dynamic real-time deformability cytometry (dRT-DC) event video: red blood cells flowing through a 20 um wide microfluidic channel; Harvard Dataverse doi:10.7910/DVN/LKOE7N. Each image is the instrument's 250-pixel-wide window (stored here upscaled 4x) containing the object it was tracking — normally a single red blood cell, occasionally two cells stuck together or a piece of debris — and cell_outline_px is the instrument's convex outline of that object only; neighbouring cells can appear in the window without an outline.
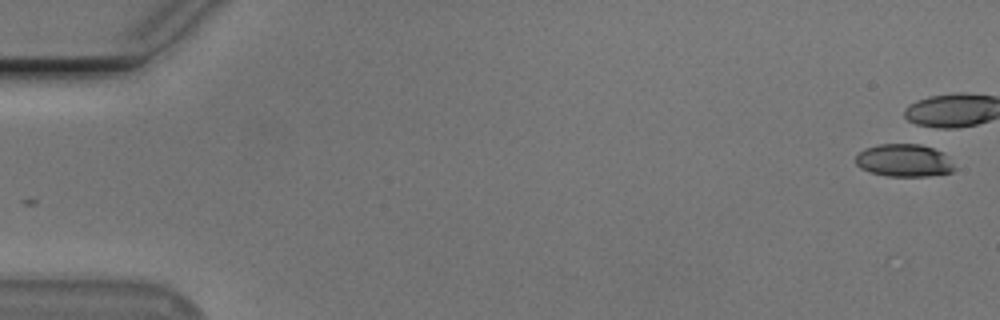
{"species": "Egyptian fruit bat (a non-hibernating species)", "species_latin": "Rousettus aegyptiacus", "temperature_condition": "cold", "stored_images_in_passage": 5, "camera_frame_rate_fps": 3000, "um_per_image_px": 0.085, "animal": {"sex": "male"}, "frame": {"image": 1, "passage_image": 1, "time_ms": 0.0, "image_size_px": [1000, 320], "cell_outline_px": [[956, 168], [952, 172], [928, 176], [888, 176], [872, 172], [860, 168], [856, 164], [856, 156], [864, 148], [880, 144], [920, 144], [944, 152]], "centroid_in_image_um": [76.86, 13.63], "position_along_channel_um": 8.1, "area_um2": 18.79}}